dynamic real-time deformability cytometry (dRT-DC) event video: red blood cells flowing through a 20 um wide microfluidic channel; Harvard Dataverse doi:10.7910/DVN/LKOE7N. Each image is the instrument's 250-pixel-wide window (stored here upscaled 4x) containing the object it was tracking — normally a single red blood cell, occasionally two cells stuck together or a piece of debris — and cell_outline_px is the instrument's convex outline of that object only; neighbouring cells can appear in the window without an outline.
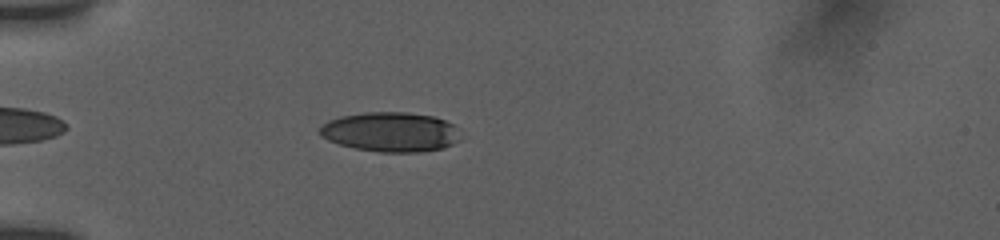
{"species": "human", "species_latin": "Homo sapiens", "temperature_condition": "room temperature", "stored_images_in_passage": 6, "camera_frame_rate_fps": 3000, "um_per_image_px": 0.085, "donor": {"sex": "female"}, "frame": {"image": 1, "passage_image": 6, "time_ms": 5.333, "image_size_px": [1000, 240], "cell_outline_px": [[460, 140], [444, 148], [420, 152], [380, 152], [356, 148], [340, 144], [328, 140], [320, 136], [320, 128], [328, 120], [340, 116], [364, 112], [408, 112], [432, 116], [444, 120], [460, 128]], "centroid_in_image_um": [33.23, 11.21], "position_along_channel_um": 51.8, "area_um2": 32.66}}